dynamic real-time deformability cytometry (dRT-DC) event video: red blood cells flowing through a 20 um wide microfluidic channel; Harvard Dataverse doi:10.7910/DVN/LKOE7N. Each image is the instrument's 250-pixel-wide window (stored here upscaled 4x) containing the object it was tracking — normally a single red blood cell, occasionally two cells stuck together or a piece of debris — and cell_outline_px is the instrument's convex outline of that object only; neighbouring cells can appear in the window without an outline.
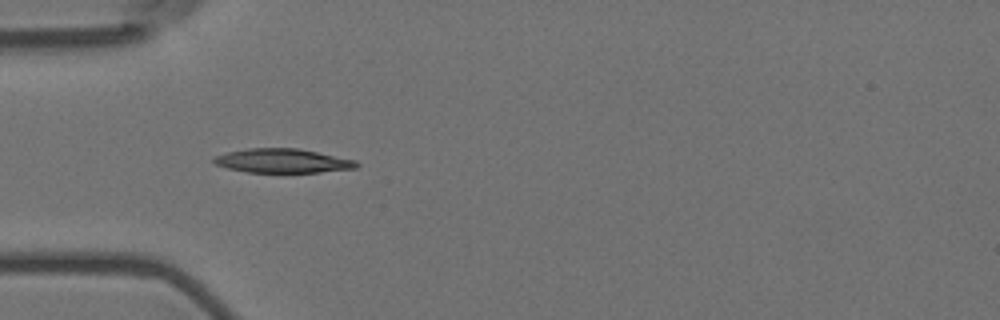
{"species": "Egyptian fruit bat (a non-hibernating species)", "species_latin": "Rousettus aegyptiacus", "temperature_condition": "room temperature", "stored_images_in_passage": 4, "camera_frame_rate_fps": 3000, "um_per_image_px": 0.085, "animal": {"sex": "female"}, "frame": {"image": 1, "passage_image": 3, "time_ms": 0.667, "image_size_px": [1000, 320], "cell_outline_px": [[360, 164], [356, 168], [320, 172], [248, 172], [228, 168], [216, 164], [212, 160], [216, 156], [228, 152], [248, 148], [296, 148], [356, 160]], "centroid_in_image_um": [24.04, 13.67], "position_along_channel_um": 61.0, "area_um2": 19.77}}
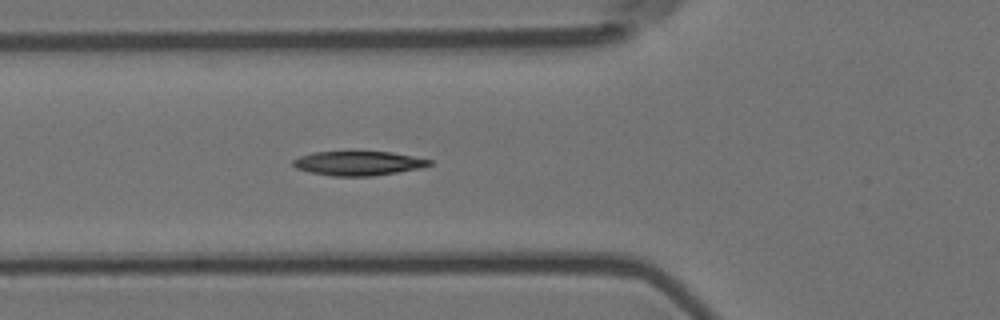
{"frame": {"image": 2, "passage_image": 4, "time_ms": 1.0, "image_size_px": [1000, 320], "cell_outline_px": [[432, 164], [420, 168], [372, 176], [332, 176], [308, 172], [296, 168], [292, 164], [292, 160], [300, 156], [312, 152], [392, 152], [432, 160]], "centroid_in_image_um": [30.42, 13.88], "position_along_channel_um": 95.4, "area_um2": 19.19}}